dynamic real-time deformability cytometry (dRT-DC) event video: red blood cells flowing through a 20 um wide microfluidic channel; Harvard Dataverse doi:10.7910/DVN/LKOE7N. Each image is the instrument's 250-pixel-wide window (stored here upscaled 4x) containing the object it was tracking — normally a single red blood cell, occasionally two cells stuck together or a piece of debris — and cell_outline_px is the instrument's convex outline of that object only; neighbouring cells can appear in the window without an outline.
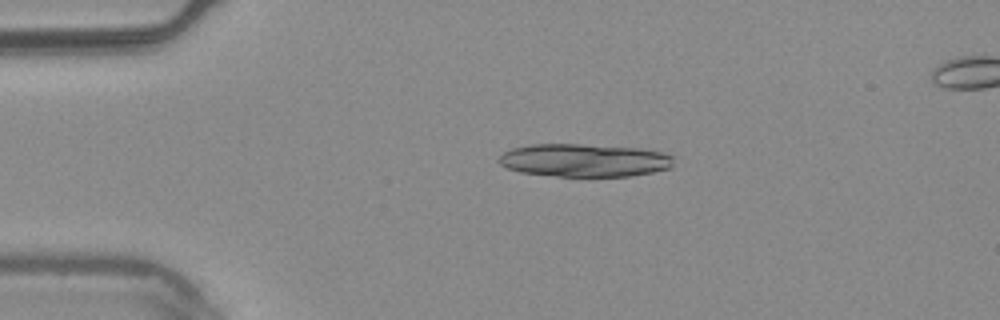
{"species": "common noctule bat (a hibernating species)", "species_latin": "Nyctalus noctula", "temperature_condition": "warm", "stored_images_in_passage": 3, "camera_frame_rate_fps": 3000, "um_per_image_px": 0.085, "animal": {"sex": "male", "body_mass_g": 20.4}, "frame": {"image": 1, "passage_image": 1, "time_ms": 0.0, "image_size_px": [1000, 320], "cell_outline_px": [[672, 168], [652, 172], [628, 176], [556, 176], [520, 172], [508, 168], [500, 164], [496, 160], [504, 152], [512, 148], [532, 144], [580, 144], [640, 148], [664, 152], [672, 156]], "centroid_in_image_um": [49.66, 13.62], "position_along_channel_um": 35.3, "area_um2": 33.64}}